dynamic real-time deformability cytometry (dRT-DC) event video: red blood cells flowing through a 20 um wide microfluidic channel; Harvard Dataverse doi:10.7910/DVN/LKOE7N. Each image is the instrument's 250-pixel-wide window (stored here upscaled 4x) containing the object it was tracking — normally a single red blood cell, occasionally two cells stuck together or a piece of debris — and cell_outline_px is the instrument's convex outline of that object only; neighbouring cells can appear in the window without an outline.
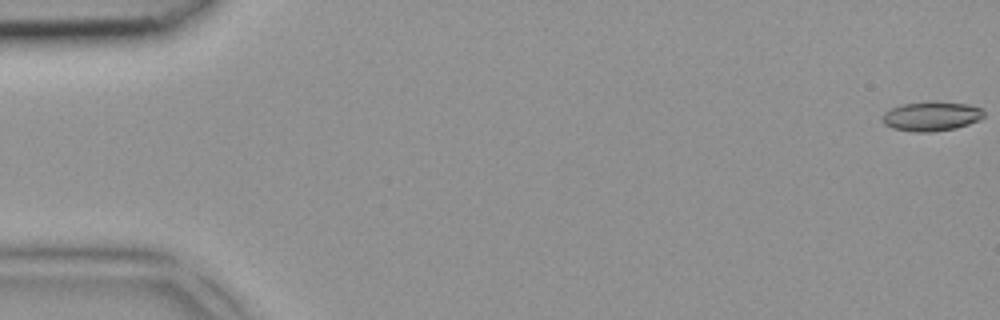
{"species": "common noctule bat (a hibernating species)", "species_latin": "Nyctalus noctula", "temperature_condition": "room temperature", "stored_images_in_passage": 4, "camera_frame_rate_fps": 3000, "um_per_image_px": 0.085, "animal": {"sex": "female", "body_mass_g": 18.4}, "frame": {"image": 1, "passage_image": 1, "time_ms": 0.0, "image_size_px": [1000, 320], "cell_outline_px": [[984, 116], [980, 120], [956, 128], [928, 132], [916, 132], [892, 128], [884, 124], [880, 120], [884, 112], [900, 104], [936, 100], [968, 104], [980, 108], [984, 112]], "centroid_in_image_um": [79.15, 9.86], "position_along_channel_um": 5.8, "area_um2": 17.69}}
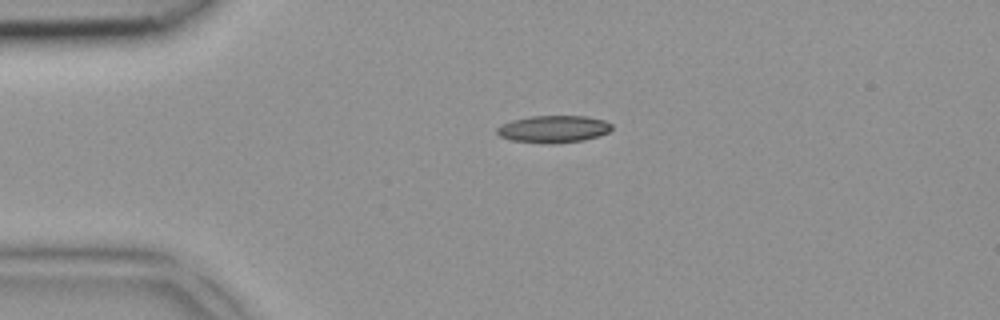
{"frame": {"image": 2, "passage_image": 3, "time_ms": 0.667, "image_size_px": [1000, 320], "cell_outline_px": [[612, 128], [608, 132], [600, 136], [584, 140], [556, 144], [540, 144], [512, 140], [500, 136], [496, 132], [496, 128], [500, 124], [512, 120], [532, 116], [588, 116], [604, 120], [612, 124]], "centroid_in_image_um": [47.05, 10.98], "position_along_channel_um": 38.0, "area_um2": 18.5}}